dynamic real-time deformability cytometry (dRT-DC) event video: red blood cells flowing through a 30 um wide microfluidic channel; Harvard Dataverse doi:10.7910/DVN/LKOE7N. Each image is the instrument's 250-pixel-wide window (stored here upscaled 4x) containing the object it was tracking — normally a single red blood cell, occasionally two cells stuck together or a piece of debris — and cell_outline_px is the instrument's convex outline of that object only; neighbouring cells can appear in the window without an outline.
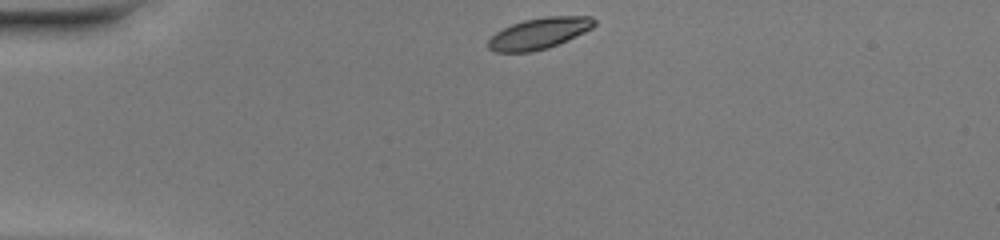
{"species": "common noctule bat (a hibernating species)", "species_latin": "Nyctalus noctula", "temperature_condition": "warm", "stored_images_in_passage": 40, "camera_frame_rate_fps": 3000, "um_per_image_px": 0.085, "animal": {"sex": "female", "body_mass_g": 20.0, "forearm_length_mm": 54.0}, "frame": {"image": 1, "passage_image": 1, "time_ms": 0.0, "image_size_px": [1000, 240], "cell_outline_px": [[596, 24], [592, 28], [584, 32], [548, 48], [532, 52], [496, 52], [488, 48], [488, 40], [496, 32], [512, 24], [524, 20], [544, 16], [592, 16], [596, 20]], "centroid_in_image_um": [45.83, 2.83], "position_along_channel_um": 39.2, "area_um2": 19.19}}
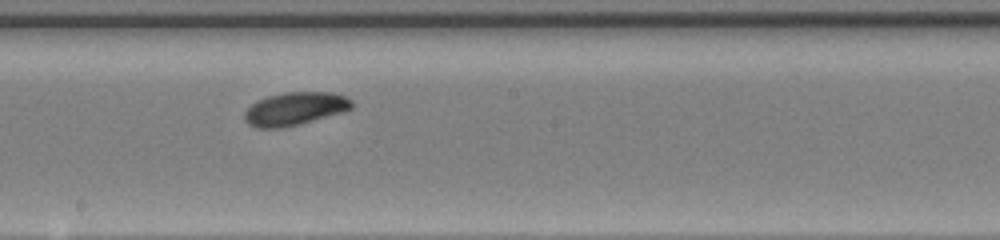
{"frame": {"image": 2, "passage_image": 18, "time_ms": 5.667, "image_size_px": [1000, 240], "cell_outline_px": [[352, 108], [344, 112], [300, 124], [280, 128], [256, 128], [248, 124], [244, 120], [244, 112], [256, 100], [268, 96], [284, 92], [332, 92], [344, 96], [352, 100]], "centroid_in_image_um": [25.06, 9.25], "position_along_channel_um": 223.1, "area_um2": 20.81}}
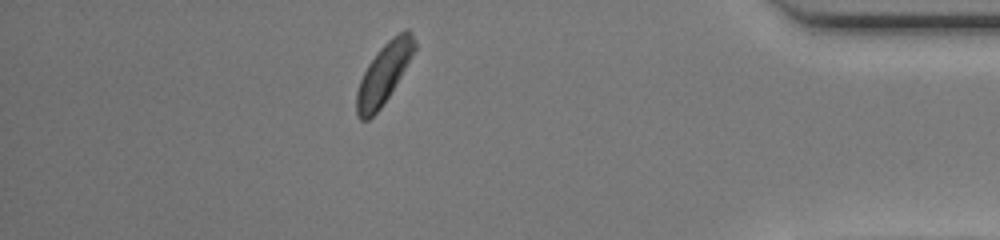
{"frame": {"image": 3, "passage_image": 34, "time_ms": 11.0, "image_size_px": [1000, 240], "cell_outline_px": [[416, 48], [400, 76], [388, 96], [380, 108], [368, 120], [360, 120], [356, 116], [356, 92], [360, 80], [368, 64], [380, 48], [392, 36], [404, 28], [408, 28], [416, 44]], "centroid_in_image_um": [32.6, 6.24], "position_along_channel_um": 402.6, "area_um2": 19.94}, "authors_computed_cell_mechanics": {"area_um2": 20.1144, "velocity_mm_per_s": 4.0393, "shape_relaxation_time_tau1_ms": 1.9998, "shape_relaxation_time_tau2_ms": null, "deformation_change_tau1": 0.0958, "deformation_change_tau2": null}}